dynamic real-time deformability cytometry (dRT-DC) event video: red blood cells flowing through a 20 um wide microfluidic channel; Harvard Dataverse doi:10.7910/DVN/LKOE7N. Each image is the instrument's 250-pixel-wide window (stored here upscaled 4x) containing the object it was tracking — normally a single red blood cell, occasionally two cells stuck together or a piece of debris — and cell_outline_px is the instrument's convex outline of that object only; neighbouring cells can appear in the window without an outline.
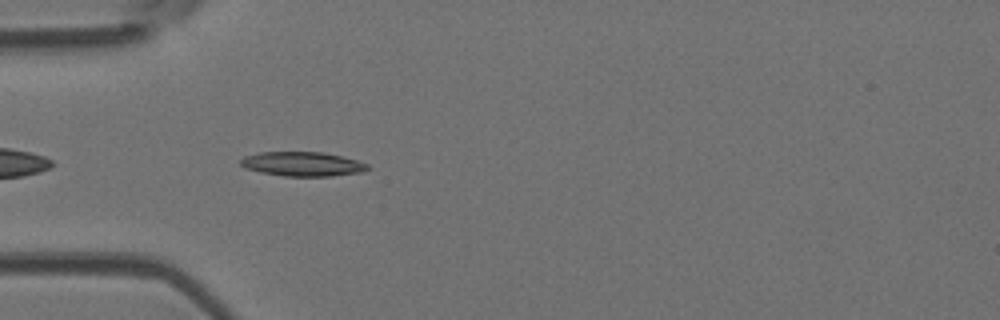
{"species": "Egyptian fruit bat (a non-hibernating species)", "species_latin": "Rousettus aegyptiacus", "temperature_condition": "room temperature", "stored_images_in_passage": 4, "camera_frame_rate_fps": 3000, "um_per_image_px": 0.085, "animal": {"sex": "female"}, "frame": {"image": 1, "passage_image": 4, "time_ms": 1.0, "image_size_px": [1000, 320], "cell_outline_px": [[372, 168], [364, 172], [332, 176], [284, 176], [260, 172], [244, 168], [240, 164], [240, 160], [244, 156], [260, 152], [324, 152], [356, 160], [368, 164]], "centroid_in_image_um": [25.73, 13.94], "position_along_channel_um": 59.3, "area_um2": 18.15}}